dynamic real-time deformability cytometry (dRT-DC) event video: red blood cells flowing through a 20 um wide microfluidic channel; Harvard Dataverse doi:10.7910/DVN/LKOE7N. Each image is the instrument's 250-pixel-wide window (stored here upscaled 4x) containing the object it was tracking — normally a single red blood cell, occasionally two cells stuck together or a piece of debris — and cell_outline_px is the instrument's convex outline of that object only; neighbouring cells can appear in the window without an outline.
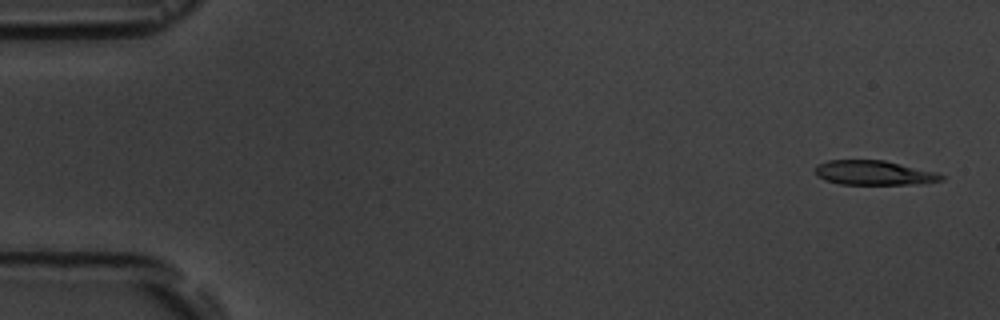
{"species": "common noctule bat (a hibernating species)", "species_latin": "Nyctalus noctula", "temperature_condition": "room temperature", "stored_images_in_passage": 4, "camera_frame_rate_fps": 3000, "um_per_image_px": 0.085, "animal": {"sex": "male", "body_mass_g": 19.5, "forearm_length_mm": 54.6}, "frame": {"image": 1, "passage_image": 1, "time_ms": 0.0, "image_size_px": [1000, 320], "cell_outline_px": [[944, 180], [924, 184], [840, 184], [824, 180], [816, 176], [816, 168], [820, 164], [828, 160], [884, 160], [936, 172], [944, 176]], "centroid_in_image_um": [74.32, 14.7], "position_along_channel_um": 10.7, "area_um2": 17.98}}
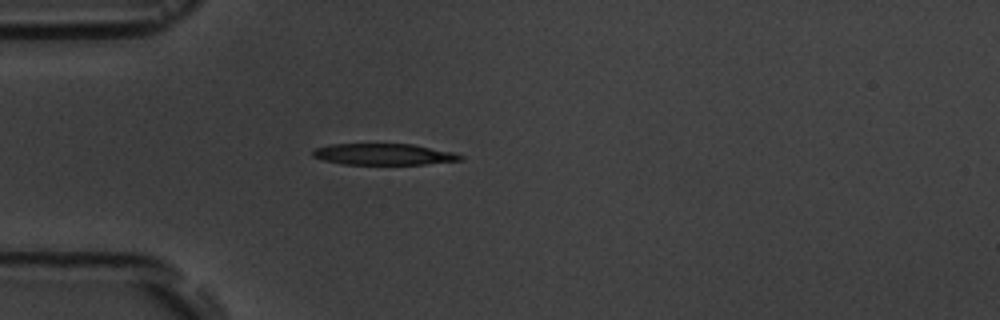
{"frame": {"image": 2, "passage_image": 4, "time_ms": 4.333, "image_size_px": [1000, 320], "cell_outline_px": [[464, 156], [460, 160], [424, 164], [344, 164], [324, 160], [312, 156], [312, 152], [316, 148], [332, 144], [412, 144], [452, 152]], "centroid_in_image_um": [32.59, 13.11], "position_along_channel_um": 52.4, "area_um2": 18.03}}